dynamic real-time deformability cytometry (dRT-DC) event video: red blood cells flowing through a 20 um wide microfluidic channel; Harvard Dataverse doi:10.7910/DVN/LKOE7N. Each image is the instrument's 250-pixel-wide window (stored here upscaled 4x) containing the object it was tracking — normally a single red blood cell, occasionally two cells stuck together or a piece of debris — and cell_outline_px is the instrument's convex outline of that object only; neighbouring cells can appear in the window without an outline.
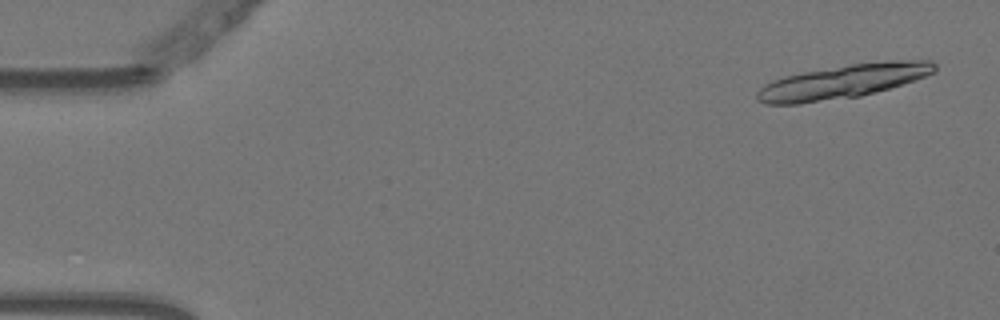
{"species": "Egyptian fruit bat (a non-hibernating species)", "species_latin": "Rousettus aegyptiacus", "temperature_condition": "warm", "stored_images_in_passage": 5, "camera_frame_rate_fps": 3000, "um_per_image_px": 0.085, "animal": {"sex": "female"}, "frame": {"image": 1, "passage_image": 1, "time_ms": 0.0, "image_size_px": [1000, 320], "cell_outline_px": [[936, 72], [876, 92], [860, 96], [800, 104], [764, 104], [756, 100], [756, 92], [764, 84], [772, 80], [784, 76], [804, 72], [852, 64], [888, 60], [932, 60], [936, 64]], "centroid_in_image_um": [71.61, 6.93], "position_along_channel_um": 13.4, "area_um2": 34.85}}